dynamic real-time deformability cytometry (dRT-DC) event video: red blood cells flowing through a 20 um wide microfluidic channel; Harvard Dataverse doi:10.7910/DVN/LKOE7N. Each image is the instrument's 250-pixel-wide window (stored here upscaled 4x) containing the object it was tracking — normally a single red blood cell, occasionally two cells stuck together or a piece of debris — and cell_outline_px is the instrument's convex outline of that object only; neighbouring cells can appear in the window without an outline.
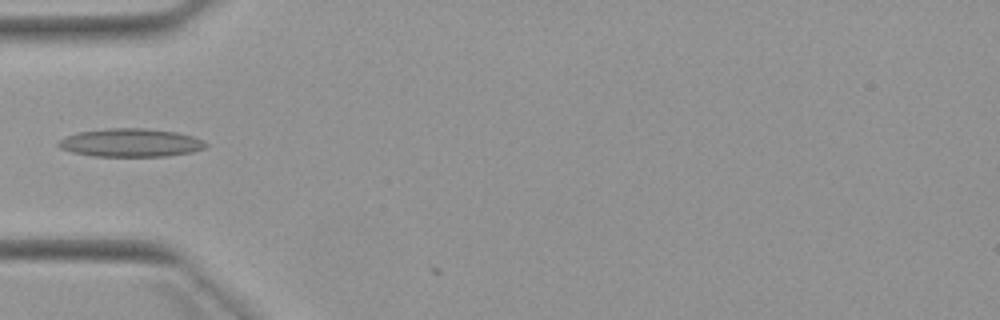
{"species": "Egyptian fruit bat (a non-hibernating species)", "species_latin": "Rousettus aegyptiacus", "temperature_condition": "warm", "stored_images_in_passage": 2, "camera_frame_rate_fps": 3000, "um_per_image_px": 0.085, "animal": {"sex": "female"}, "frame": {"image": 1, "passage_image": 2, "time_ms": 1.333, "image_size_px": [1000, 320], "cell_outline_px": [[208, 144], [204, 148], [192, 152], [164, 156], [92, 156], [72, 152], [60, 148], [56, 144], [60, 140], [76, 132], [104, 128], [144, 128], [176, 132], [192, 136], [204, 140]], "centroid_in_image_um": [11.1, 12.12], "position_along_channel_um": 73.9, "area_um2": 24.28}}